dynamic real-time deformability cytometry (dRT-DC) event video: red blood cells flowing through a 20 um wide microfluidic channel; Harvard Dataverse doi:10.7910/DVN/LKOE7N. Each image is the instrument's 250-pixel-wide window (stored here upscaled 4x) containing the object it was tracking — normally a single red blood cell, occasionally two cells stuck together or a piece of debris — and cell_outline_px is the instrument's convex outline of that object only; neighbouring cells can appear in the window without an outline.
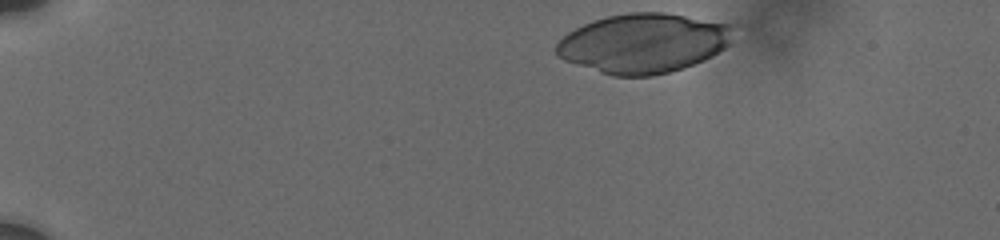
{"species": "human", "species_latin": "Homo sapiens", "temperature_condition": "cold", "stored_images_in_passage": 11, "camera_frame_rate_fps": 3000, "um_per_image_px": 0.085, "donor": {"sex": "male"}, "frame": {"image": 1, "passage_image": 1, "time_ms": 0.0, "image_size_px": [1000, 240], "cell_outline_px": [[736, 24], [728, 44], [724, 48], [712, 56], [704, 60], [684, 68], [652, 76], [612, 76], [564, 60], [556, 56], [556, 44], [568, 32], [584, 24], [608, 16], [628, 12], [664, 12]], "centroid_in_image_um": [54.72, 3.66], "position_along_channel_um": 30.3, "area_um2": 61.44}}